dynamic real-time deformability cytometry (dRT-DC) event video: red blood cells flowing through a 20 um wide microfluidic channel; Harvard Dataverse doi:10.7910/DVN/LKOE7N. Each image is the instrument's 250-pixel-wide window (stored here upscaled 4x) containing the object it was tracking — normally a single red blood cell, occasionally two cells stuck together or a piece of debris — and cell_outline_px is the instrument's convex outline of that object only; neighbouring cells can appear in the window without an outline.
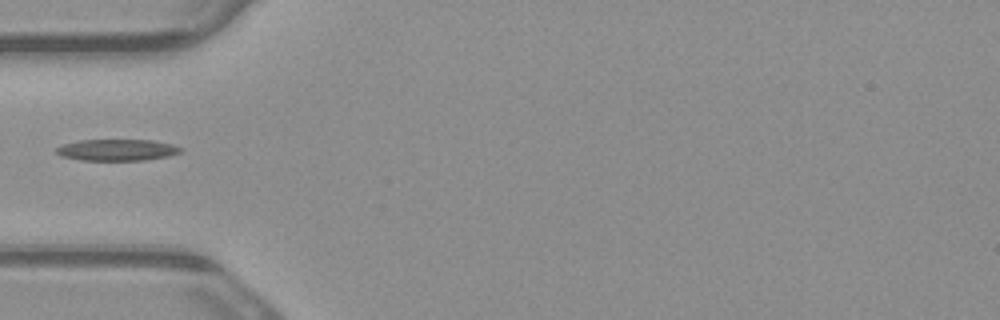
{"species": "common noctule bat (a hibernating species)", "species_latin": "Nyctalus noctula", "temperature_condition": "warm", "stored_images_in_passage": 6, "camera_frame_rate_fps": 3000, "um_per_image_px": 0.085, "animal": {"sex": "male", "body_mass_g": 23.1, "forearm_length_mm": 52.7}, "frame": {"image": 1, "passage_image": 6, "time_ms": 1.667, "image_size_px": [1000, 320], "cell_outline_px": [[184, 148], [180, 152], [168, 156], [144, 160], [80, 160], [60, 156], [56, 152], [56, 148], [64, 144], [80, 140], [152, 140], [172, 144]], "centroid_in_image_um": [9.95, 12.74], "position_along_channel_um": 75.0, "area_um2": 15.49}}